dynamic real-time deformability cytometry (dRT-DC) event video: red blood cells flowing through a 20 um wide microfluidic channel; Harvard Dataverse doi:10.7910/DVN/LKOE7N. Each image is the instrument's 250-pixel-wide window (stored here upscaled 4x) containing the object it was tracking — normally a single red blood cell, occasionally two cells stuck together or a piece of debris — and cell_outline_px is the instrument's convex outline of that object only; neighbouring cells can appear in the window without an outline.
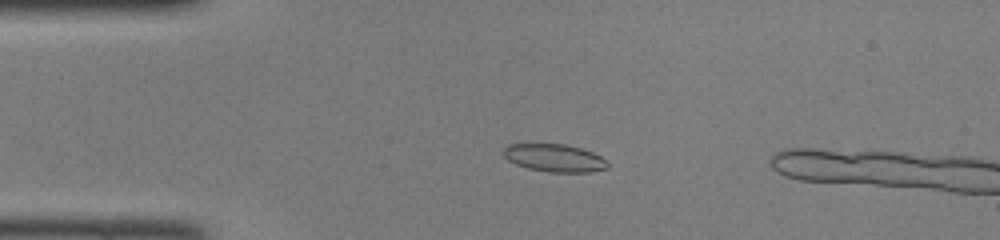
{"species": "common noctule bat (a hibernating species)", "species_latin": "Nyctalus noctula", "temperature_condition": "room temperature", "stored_images_in_passage": 41, "camera_frame_rate_fps": 3000, "um_per_image_px": 0.085, "animal": {"sex": "female", "body_mass_g": 22.0, "forearm_length_mm": 56.7}, "frame": {"image": 1, "passage_image": 10, "time_ms": 3.0, "image_size_px": [1000, 240], "cell_outline_px": [[608, 168], [592, 172], [548, 172], [528, 168], [516, 164], [508, 160], [504, 156], [504, 148], [508, 144], [564, 144], [580, 148], [592, 152], [608, 160]], "centroid_in_image_um": [47.16, 13.43], "position_along_channel_um": 37.8, "area_um2": 16.82}}
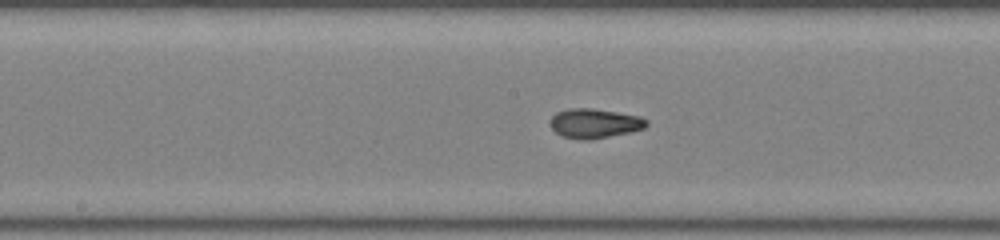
{"frame": {"image": 2, "passage_image": 23, "time_ms": 7.333, "image_size_px": [1000, 240], "cell_outline_px": [[648, 124], [644, 128], [632, 132], [588, 140], [580, 140], [564, 136], [556, 132], [552, 128], [548, 120], [556, 112], [568, 108], [592, 108], [640, 116], [648, 120]], "centroid_in_image_um": [50.53, 10.48], "position_along_channel_um": 197.7, "area_um2": 16.65}}
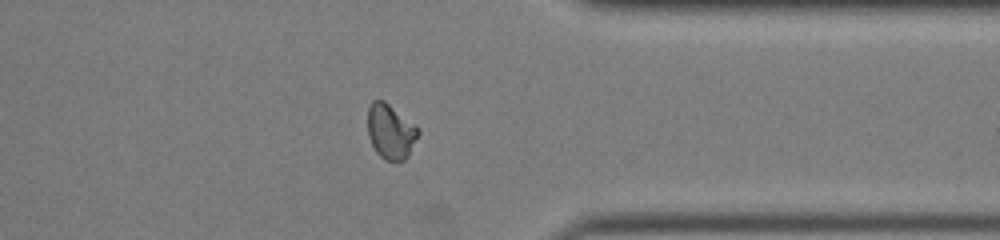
{"frame": {"image": 3, "passage_image": 36, "time_ms": 11.667, "image_size_px": [1000, 240], "cell_outline_px": [[420, 132], [408, 156], [404, 160], [384, 160], [376, 152], [368, 136], [368, 108], [372, 100], [384, 100], [416, 124], [420, 128]], "centroid_in_image_um": [33.22, 11.16], "position_along_channel_um": 378.2, "area_um2": 16.3}}